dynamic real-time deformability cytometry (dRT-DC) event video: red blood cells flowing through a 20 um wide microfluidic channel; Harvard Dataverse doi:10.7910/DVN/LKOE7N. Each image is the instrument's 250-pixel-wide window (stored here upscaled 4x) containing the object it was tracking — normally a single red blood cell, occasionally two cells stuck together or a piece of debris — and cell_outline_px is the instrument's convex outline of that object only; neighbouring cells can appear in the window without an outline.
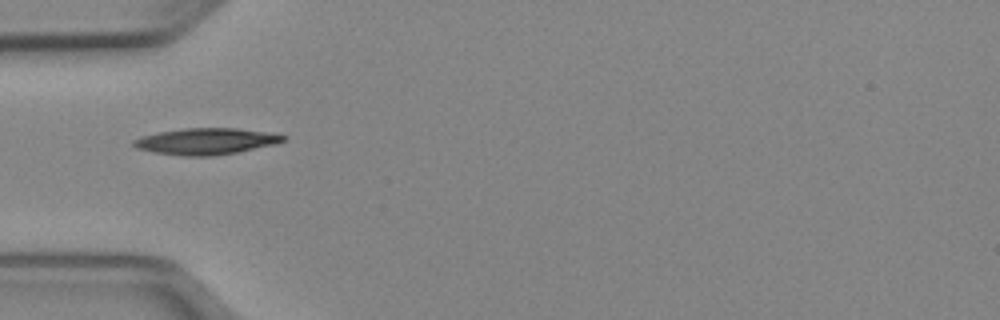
{"species": "Egyptian fruit bat (a non-hibernating species)", "species_latin": "Rousettus aegyptiacus", "temperature_condition": "cold", "stored_images_in_passage": 36, "camera_frame_rate_fps": 3000, "um_per_image_px": 0.085, "animal": {"sex": "female"}, "frame": {"image": 1, "passage_image": 1, "time_ms": 0.0, "image_size_px": [1000, 320], "cell_outline_px": [[288, 140], [276, 144], [236, 152], [212, 156], [184, 156], [156, 152], [136, 148], [132, 144], [132, 140], [140, 136], [160, 132], [184, 128], [236, 128], [264, 132], [288, 136]], "centroid_in_image_um": [17.52, 12.01], "position_along_channel_um": 67.5, "area_um2": 22.89}}
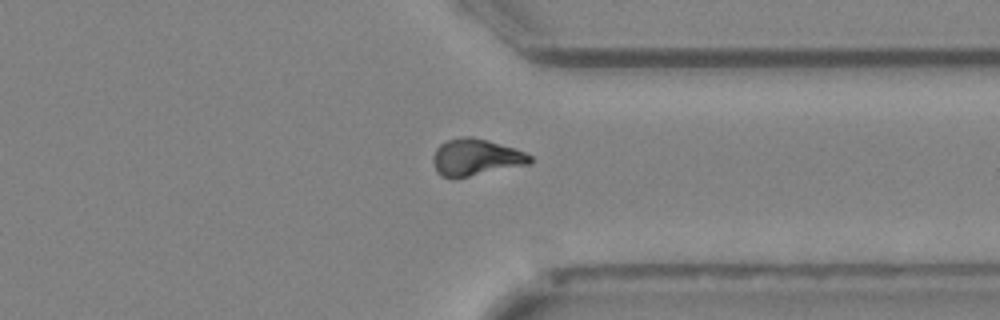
{"frame": {"image": 2, "passage_image": 24, "time_ms": 7.667, "image_size_px": [1000, 320], "cell_outline_px": [[532, 164], [452, 180], [440, 176], [436, 172], [432, 160], [432, 156], [436, 148], [440, 144], [448, 140], [464, 136], [472, 136], [488, 140], [524, 152], [532, 156]], "centroid_in_image_um": [40.41, 13.4], "position_along_channel_um": 371.0, "area_um2": 21.21}}
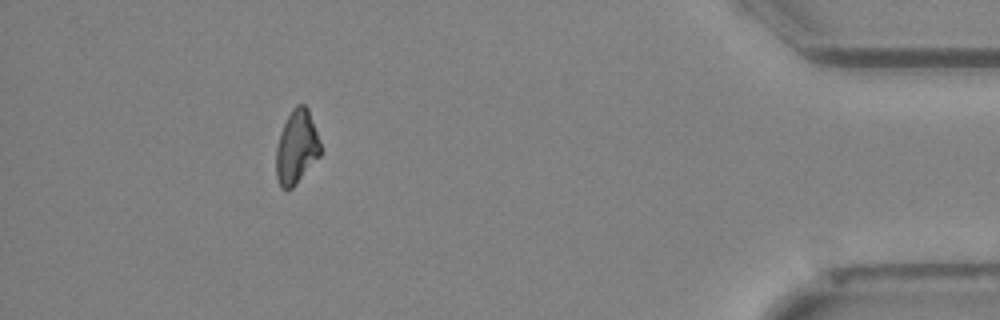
{"frame": {"image": 3, "passage_image": 31, "time_ms": 10.0, "image_size_px": [1000, 320], "cell_outline_px": [[320, 156], [296, 184], [292, 188], [280, 188], [276, 176], [276, 148], [280, 132], [292, 108], [296, 104], [304, 104], [308, 108], [320, 144]], "centroid_in_image_um": [25.19, 12.51], "position_along_channel_um": 410.0, "area_um2": 18.9}, "authors_computed_cell_mechanics": {"area_um2": 20.7791, "velocity_mm_per_s": 3.9773, "shape_relaxation_time_tau1_ms": 4.7595, "shape_relaxation_time_tau2_ms": null, "deformation_change_tau1": 0.1465, "deformation_change_tau2": null}}